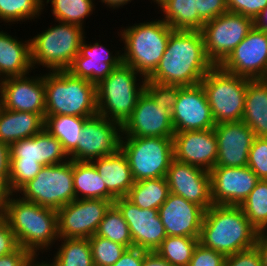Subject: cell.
Returning a JSON list of instances; mask_svg holds the SVG:
<instances>
[{"label":"cell","instance_id":"cell-20","mask_svg":"<svg viewBox=\"0 0 267 266\" xmlns=\"http://www.w3.org/2000/svg\"><path fill=\"white\" fill-rule=\"evenodd\" d=\"M213 205L240 206L259 178L248 167H213L210 171Z\"/></svg>","mask_w":267,"mask_h":266},{"label":"cell","instance_id":"cell-56","mask_svg":"<svg viewBox=\"0 0 267 266\" xmlns=\"http://www.w3.org/2000/svg\"><path fill=\"white\" fill-rule=\"evenodd\" d=\"M100 1H101V3L105 4L109 8L113 7V9L114 8L119 9V7H123L124 5L128 4L132 0H100ZM152 1H154V0H152Z\"/></svg>","mask_w":267,"mask_h":266},{"label":"cell","instance_id":"cell-11","mask_svg":"<svg viewBox=\"0 0 267 266\" xmlns=\"http://www.w3.org/2000/svg\"><path fill=\"white\" fill-rule=\"evenodd\" d=\"M253 27L252 18L229 11L205 22L201 33L210 61L219 66Z\"/></svg>","mask_w":267,"mask_h":266},{"label":"cell","instance_id":"cell-25","mask_svg":"<svg viewBox=\"0 0 267 266\" xmlns=\"http://www.w3.org/2000/svg\"><path fill=\"white\" fill-rule=\"evenodd\" d=\"M10 161H37L43 166L69 160L61 143L45 128L31 138L18 140L9 147Z\"/></svg>","mask_w":267,"mask_h":266},{"label":"cell","instance_id":"cell-8","mask_svg":"<svg viewBox=\"0 0 267 266\" xmlns=\"http://www.w3.org/2000/svg\"><path fill=\"white\" fill-rule=\"evenodd\" d=\"M249 78L233 75L214 66L202 85L216 125L242 121Z\"/></svg>","mask_w":267,"mask_h":266},{"label":"cell","instance_id":"cell-9","mask_svg":"<svg viewBox=\"0 0 267 266\" xmlns=\"http://www.w3.org/2000/svg\"><path fill=\"white\" fill-rule=\"evenodd\" d=\"M120 150L130 166L134 181L166 176L174 160L173 137H123Z\"/></svg>","mask_w":267,"mask_h":266},{"label":"cell","instance_id":"cell-49","mask_svg":"<svg viewBox=\"0 0 267 266\" xmlns=\"http://www.w3.org/2000/svg\"><path fill=\"white\" fill-rule=\"evenodd\" d=\"M35 257L23 247L0 257V266H28Z\"/></svg>","mask_w":267,"mask_h":266},{"label":"cell","instance_id":"cell-5","mask_svg":"<svg viewBox=\"0 0 267 266\" xmlns=\"http://www.w3.org/2000/svg\"><path fill=\"white\" fill-rule=\"evenodd\" d=\"M173 31L162 18L126 26L118 32L124 43L122 62L147 79L157 68Z\"/></svg>","mask_w":267,"mask_h":266},{"label":"cell","instance_id":"cell-23","mask_svg":"<svg viewBox=\"0 0 267 266\" xmlns=\"http://www.w3.org/2000/svg\"><path fill=\"white\" fill-rule=\"evenodd\" d=\"M158 213L167 236L200 237L205 214L201 206L170 193Z\"/></svg>","mask_w":267,"mask_h":266},{"label":"cell","instance_id":"cell-3","mask_svg":"<svg viewBox=\"0 0 267 266\" xmlns=\"http://www.w3.org/2000/svg\"><path fill=\"white\" fill-rule=\"evenodd\" d=\"M257 234L240 206L212 205L205 211L199 243L228 256L255 247Z\"/></svg>","mask_w":267,"mask_h":266},{"label":"cell","instance_id":"cell-18","mask_svg":"<svg viewBox=\"0 0 267 266\" xmlns=\"http://www.w3.org/2000/svg\"><path fill=\"white\" fill-rule=\"evenodd\" d=\"M28 75L3 79L0 87L2 107L13 111L40 114L45 119L44 74L36 77Z\"/></svg>","mask_w":267,"mask_h":266},{"label":"cell","instance_id":"cell-16","mask_svg":"<svg viewBox=\"0 0 267 266\" xmlns=\"http://www.w3.org/2000/svg\"><path fill=\"white\" fill-rule=\"evenodd\" d=\"M171 119L175 132L215 127L216 123L201 84L183 86L179 89Z\"/></svg>","mask_w":267,"mask_h":266},{"label":"cell","instance_id":"cell-45","mask_svg":"<svg viewBox=\"0 0 267 266\" xmlns=\"http://www.w3.org/2000/svg\"><path fill=\"white\" fill-rule=\"evenodd\" d=\"M228 11L253 20L267 7V0H226Z\"/></svg>","mask_w":267,"mask_h":266},{"label":"cell","instance_id":"cell-47","mask_svg":"<svg viewBox=\"0 0 267 266\" xmlns=\"http://www.w3.org/2000/svg\"><path fill=\"white\" fill-rule=\"evenodd\" d=\"M225 266H262L258 250L253 247L226 256Z\"/></svg>","mask_w":267,"mask_h":266},{"label":"cell","instance_id":"cell-28","mask_svg":"<svg viewBox=\"0 0 267 266\" xmlns=\"http://www.w3.org/2000/svg\"><path fill=\"white\" fill-rule=\"evenodd\" d=\"M45 119L32 112L0 110V142L11 146L18 140L33 137L44 129Z\"/></svg>","mask_w":267,"mask_h":266},{"label":"cell","instance_id":"cell-33","mask_svg":"<svg viewBox=\"0 0 267 266\" xmlns=\"http://www.w3.org/2000/svg\"><path fill=\"white\" fill-rule=\"evenodd\" d=\"M88 118L67 115L45 116L44 128L61 143L69 155L79 144L84 122Z\"/></svg>","mask_w":267,"mask_h":266},{"label":"cell","instance_id":"cell-51","mask_svg":"<svg viewBox=\"0 0 267 266\" xmlns=\"http://www.w3.org/2000/svg\"><path fill=\"white\" fill-rule=\"evenodd\" d=\"M10 171L9 146L0 142V178L8 179Z\"/></svg>","mask_w":267,"mask_h":266},{"label":"cell","instance_id":"cell-52","mask_svg":"<svg viewBox=\"0 0 267 266\" xmlns=\"http://www.w3.org/2000/svg\"><path fill=\"white\" fill-rule=\"evenodd\" d=\"M255 248L259 252L262 266H267V231L258 232Z\"/></svg>","mask_w":267,"mask_h":266},{"label":"cell","instance_id":"cell-12","mask_svg":"<svg viewBox=\"0 0 267 266\" xmlns=\"http://www.w3.org/2000/svg\"><path fill=\"white\" fill-rule=\"evenodd\" d=\"M121 125L103 116L88 118L82 127L79 144L68 155L73 161H88L115 155L121 146Z\"/></svg>","mask_w":267,"mask_h":266},{"label":"cell","instance_id":"cell-30","mask_svg":"<svg viewBox=\"0 0 267 266\" xmlns=\"http://www.w3.org/2000/svg\"><path fill=\"white\" fill-rule=\"evenodd\" d=\"M73 187L75 199H116L106 188L92 162L73 161Z\"/></svg>","mask_w":267,"mask_h":266},{"label":"cell","instance_id":"cell-35","mask_svg":"<svg viewBox=\"0 0 267 266\" xmlns=\"http://www.w3.org/2000/svg\"><path fill=\"white\" fill-rule=\"evenodd\" d=\"M96 235L119 243L127 249L133 248L129 226L114 203L105 212Z\"/></svg>","mask_w":267,"mask_h":266},{"label":"cell","instance_id":"cell-14","mask_svg":"<svg viewBox=\"0 0 267 266\" xmlns=\"http://www.w3.org/2000/svg\"><path fill=\"white\" fill-rule=\"evenodd\" d=\"M219 67L249 79H267V32L255 26Z\"/></svg>","mask_w":267,"mask_h":266},{"label":"cell","instance_id":"cell-10","mask_svg":"<svg viewBox=\"0 0 267 266\" xmlns=\"http://www.w3.org/2000/svg\"><path fill=\"white\" fill-rule=\"evenodd\" d=\"M22 199L42 207L59 210L75 200L73 187V160L44 166L34 179L26 183L17 194Z\"/></svg>","mask_w":267,"mask_h":266},{"label":"cell","instance_id":"cell-41","mask_svg":"<svg viewBox=\"0 0 267 266\" xmlns=\"http://www.w3.org/2000/svg\"><path fill=\"white\" fill-rule=\"evenodd\" d=\"M44 166L37 161H10L8 184L12 193L34 179Z\"/></svg>","mask_w":267,"mask_h":266},{"label":"cell","instance_id":"cell-50","mask_svg":"<svg viewBox=\"0 0 267 266\" xmlns=\"http://www.w3.org/2000/svg\"><path fill=\"white\" fill-rule=\"evenodd\" d=\"M146 252V250L135 247L126 249L120 259L112 266H142Z\"/></svg>","mask_w":267,"mask_h":266},{"label":"cell","instance_id":"cell-4","mask_svg":"<svg viewBox=\"0 0 267 266\" xmlns=\"http://www.w3.org/2000/svg\"><path fill=\"white\" fill-rule=\"evenodd\" d=\"M45 116L67 115L90 118L98 114L96 85L69 71L44 74Z\"/></svg>","mask_w":267,"mask_h":266},{"label":"cell","instance_id":"cell-46","mask_svg":"<svg viewBox=\"0 0 267 266\" xmlns=\"http://www.w3.org/2000/svg\"><path fill=\"white\" fill-rule=\"evenodd\" d=\"M199 17L207 22L228 11L226 0H195Z\"/></svg>","mask_w":267,"mask_h":266},{"label":"cell","instance_id":"cell-40","mask_svg":"<svg viewBox=\"0 0 267 266\" xmlns=\"http://www.w3.org/2000/svg\"><path fill=\"white\" fill-rule=\"evenodd\" d=\"M94 266H112L124 251L125 246L94 234L89 238Z\"/></svg>","mask_w":267,"mask_h":266},{"label":"cell","instance_id":"cell-17","mask_svg":"<svg viewBox=\"0 0 267 266\" xmlns=\"http://www.w3.org/2000/svg\"><path fill=\"white\" fill-rule=\"evenodd\" d=\"M165 178L170 193L201 206L205 211L213 205L209 171L174 159Z\"/></svg>","mask_w":267,"mask_h":266},{"label":"cell","instance_id":"cell-27","mask_svg":"<svg viewBox=\"0 0 267 266\" xmlns=\"http://www.w3.org/2000/svg\"><path fill=\"white\" fill-rule=\"evenodd\" d=\"M0 31V76L4 79L29 74L33 70L30 39L20 41Z\"/></svg>","mask_w":267,"mask_h":266},{"label":"cell","instance_id":"cell-38","mask_svg":"<svg viewBox=\"0 0 267 266\" xmlns=\"http://www.w3.org/2000/svg\"><path fill=\"white\" fill-rule=\"evenodd\" d=\"M51 1V2H50ZM94 0H46L51 3V13L57 22L76 24L84 27L85 18L95 10Z\"/></svg>","mask_w":267,"mask_h":266},{"label":"cell","instance_id":"cell-15","mask_svg":"<svg viewBox=\"0 0 267 266\" xmlns=\"http://www.w3.org/2000/svg\"><path fill=\"white\" fill-rule=\"evenodd\" d=\"M114 204L129 226L133 247L155 251L167 237L158 210L141 209L126 197L116 198Z\"/></svg>","mask_w":267,"mask_h":266},{"label":"cell","instance_id":"cell-24","mask_svg":"<svg viewBox=\"0 0 267 266\" xmlns=\"http://www.w3.org/2000/svg\"><path fill=\"white\" fill-rule=\"evenodd\" d=\"M86 42L83 39L79 54L74 58L67 71L73 76L87 79L97 85L122 63V51H115L116 54L114 55L101 42L93 44Z\"/></svg>","mask_w":267,"mask_h":266},{"label":"cell","instance_id":"cell-55","mask_svg":"<svg viewBox=\"0 0 267 266\" xmlns=\"http://www.w3.org/2000/svg\"><path fill=\"white\" fill-rule=\"evenodd\" d=\"M254 26L259 30L267 32V7L255 18Z\"/></svg>","mask_w":267,"mask_h":266},{"label":"cell","instance_id":"cell-29","mask_svg":"<svg viewBox=\"0 0 267 266\" xmlns=\"http://www.w3.org/2000/svg\"><path fill=\"white\" fill-rule=\"evenodd\" d=\"M242 121L255 137H267V79H249Z\"/></svg>","mask_w":267,"mask_h":266},{"label":"cell","instance_id":"cell-22","mask_svg":"<svg viewBox=\"0 0 267 266\" xmlns=\"http://www.w3.org/2000/svg\"><path fill=\"white\" fill-rule=\"evenodd\" d=\"M173 146L175 160L206 171L215 167L218 148L214 128L175 132Z\"/></svg>","mask_w":267,"mask_h":266},{"label":"cell","instance_id":"cell-31","mask_svg":"<svg viewBox=\"0 0 267 266\" xmlns=\"http://www.w3.org/2000/svg\"><path fill=\"white\" fill-rule=\"evenodd\" d=\"M161 11L162 18L173 30L201 31L204 21L196 10L195 0H154Z\"/></svg>","mask_w":267,"mask_h":266},{"label":"cell","instance_id":"cell-26","mask_svg":"<svg viewBox=\"0 0 267 266\" xmlns=\"http://www.w3.org/2000/svg\"><path fill=\"white\" fill-rule=\"evenodd\" d=\"M104 181L107 190L115 197H126L134 185L127 158L119 150L115 155L103 156L91 161Z\"/></svg>","mask_w":267,"mask_h":266},{"label":"cell","instance_id":"cell-53","mask_svg":"<svg viewBox=\"0 0 267 266\" xmlns=\"http://www.w3.org/2000/svg\"><path fill=\"white\" fill-rule=\"evenodd\" d=\"M142 266H172L166 259L156 251H147L143 257Z\"/></svg>","mask_w":267,"mask_h":266},{"label":"cell","instance_id":"cell-44","mask_svg":"<svg viewBox=\"0 0 267 266\" xmlns=\"http://www.w3.org/2000/svg\"><path fill=\"white\" fill-rule=\"evenodd\" d=\"M225 258L224 254L198 243L188 266H221Z\"/></svg>","mask_w":267,"mask_h":266},{"label":"cell","instance_id":"cell-36","mask_svg":"<svg viewBox=\"0 0 267 266\" xmlns=\"http://www.w3.org/2000/svg\"><path fill=\"white\" fill-rule=\"evenodd\" d=\"M199 238L167 236L155 250L172 266H188Z\"/></svg>","mask_w":267,"mask_h":266},{"label":"cell","instance_id":"cell-19","mask_svg":"<svg viewBox=\"0 0 267 266\" xmlns=\"http://www.w3.org/2000/svg\"><path fill=\"white\" fill-rule=\"evenodd\" d=\"M124 137H173L171 113L144 91L131 116L121 126Z\"/></svg>","mask_w":267,"mask_h":266},{"label":"cell","instance_id":"cell-32","mask_svg":"<svg viewBox=\"0 0 267 266\" xmlns=\"http://www.w3.org/2000/svg\"><path fill=\"white\" fill-rule=\"evenodd\" d=\"M170 189L165 177L134 182L126 198L141 209H156L166 201Z\"/></svg>","mask_w":267,"mask_h":266},{"label":"cell","instance_id":"cell-1","mask_svg":"<svg viewBox=\"0 0 267 266\" xmlns=\"http://www.w3.org/2000/svg\"><path fill=\"white\" fill-rule=\"evenodd\" d=\"M215 65L206 55L201 31L174 30L155 71L146 79L160 84H200Z\"/></svg>","mask_w":267,"mask_h":266},{"label":"cell","instance_id":"cell-13","mask_svg":"<svg viewBox=\"0 0 267 266\" xmlns=\"http://www.w3.org/2000/svg\"><path fill=\"white\" fill-rule=\"evenodd\" d=\"M112 204L105 199H75L57 210L59 238H90Z\"/></svg>","mask_w":267,"mask_h":266},{"label":"cell","instance_id":"cell-6","mask_svg":"<svg viewBox=\"0 0 267 266\" xmlns=\"http://www.w3.org/2000/svg\"><path fill=\"white\" fill-rule=\"evenodd\" d=\"M140 75L131 66L122 62L101 80L96 85L98 115L122 126L131 116L139 97L145 91L146 78Z\"/></svg>","mask_w":267,"mask_h":266},{"label":"cell","instance_id":"cell-37","mask_svg":"<svg viewBox=\"0 0 267 266\" xmlns=\"http://www.w3.org/2000/svg\"><path fill=\"white\" fill-rule=\"evenodd\" d=\"M240 207L258 232L267 231V180H259Z\"/></svg>","mask_w":267,"mask_h":266},{"label":"cell","instance_id":"cell-34","mask_svg":"<svg viewBox=\"0 0 267 266\" xmlns=\"http://www.w3.org/2000/svg\"><path fill=\"white\" fill-rule=\"evenodd\" d=\"M59 239L62 244L57 247L53 261H45L48 266H94L88 238Z\"/></svg>","mask_w":267,"mask_h":266},{"label":"cell","instance_id":"cell-21","mask_svg":"<svg viewBox=\"0 0 267 266\" xmlns=\"http://www.w3.org/2000/svg\"><path fill=\"white\" fill-rule=\"evenodd\" d=\"M217 139L215 167H244L255 138L253 130L243 121L221 123L214 127Z\"/></svg>","mask_w":267,"mask_h":266},{"label":"cell","instance_id":"cell-60","mask_svg":"<svg viewBox=\"0 0 267 266\" xmlns=\"http://www.w3.org/2000/svg\"><path fill=\"white\" fill-rule=\"evenodd\" d=\"M1 108H2V102H1V98H0V110H1Z\"/></svg>","mask_w":267,"mask_h":266},{"label":"cell","instance_id":"cell-39","mask_svg":"<svg viewBox=\"0 0 267 266\" xmlns=\"http://www.w3.org/2000/svg\"><path fill=\"white\" fill-rule=\"evenodd\" d=\"M45 0H0V20L6 23L26 22L39 17Z\"/></svg>","mask_w":267,"mask_h":266},{"label":"cell","instance_id":"cell-7","mask_svg":"<svg viewBox=\"0 0 267 266\" xmlns=\"http://www.w3.org/2000/svg\"><path fill=\"white\" fill-rule=\"evenodd\" d=\"M84 30L79 25L59 21L39 32L30 39L33 68L41 65L49 72L68 70L86 38Z\"/></svg>","mask_w":267,"mask_h":266},{"label":"cell","instance_id":"cell-48","mask_svg":"<svg viewBox=\"0 0 267 266\" xmlns=\"http://www.w3.org/2000/svg\"><path fill=\"white\" fill-rule=\"evenodd\" d=\"M19 247L16 235L8 223L2 219L0 221V257L14 252Z\"/></svg>","mask_w":267,"mask_h":266},{"label":"cell","instance_id":"cell-57","mask_svg":"<svg viewBox=\"0 0 267 266\" xmlns=\"http://www.w3.org/2000/svg\"><path fill=\"white\" fill-rule=\"evenodd\" d=\"M37 259L39 258H34L29 264L28 266H48L44 260H42V262L37 261Z\"/></svg>","mask_w":267,"mask_h":266},{"label":"cell","instance_id":"cell-42","mask_svg":"<svg viewBox=\"0 0 267 266\" xmlns=\"http://www.w3.org/2000/svg\"><path fill=\"white\" fill-rule=\"evenodd\" d=\"M181 87L182 86L166 85L146 80L145 92L153 99L156 105L161 107V109L165 108L172 113Z\"/></svg>","mask_w":267,"mask_h":266},{"label":"cell","instance_id":"cell-58","mask_svg":"<svg viewBox=\"0 0 267 266\" xmlns=\"http://www.w3.org/2000/svg\"><path fill=\"white\" fill-rule=\"evenodd\" d=\"M4 212L0 209V221L3 219Z\"/></svg>","mask_w":267,"mask_h":266},{"label":"cell","instance_id":"cell-54","mask_svg":"<svg viewBox=\"0 0 267 266\" xmlns=\"http://www.w3.org/2000/svg\"><path fill=\"white\" fill-rule=\"evenodd\" d=\"M12 191L8 184V179L0 178V209L4 212L6 205L12 195Z\"/></svg>","mask_w":267,"mask_h":266},{"label":"cell","instance_id":"cell-43","mask_svg":"<svg viewBox=\"0 0 267 266\" xmlns=\"http://www.w3.org/2000/svg\"><path fill=\"white\" fill-rule=\"evenodd\" d=\"M247 166L259 180H267V137H255L248 155Z\"/></svg>","mask_w":267,"mask_h":266},{"label":"cell","instance_id":"cell-59","mask_svg":"<svg viewBox=\"0 0 267 266\" xmlns=\"http://www.w3.org/2000/svg\"><path fill=\"white\" fill-rule=\"evenodd\" d=\"M2 82H3V78L0 76V87H1Z\"/></svg>","mask_w":267,"mask_h":266},{"label":"cell","instance_id":"cell-2","mask_svg":"<svg viewBox=\"0 0 267 266\" xmlns=\"http://www.w3.org/2000/svg\"><path fill=\"white\" fill-rule=\"evenodd\" d=\"M17 195H11L3 219L16 235L19 246L37 258L39 252L52 249L53 244L58 242L57 211L26 201Z\"/></svg>","mask_w":267,"mask_h":266}]
</instances>
